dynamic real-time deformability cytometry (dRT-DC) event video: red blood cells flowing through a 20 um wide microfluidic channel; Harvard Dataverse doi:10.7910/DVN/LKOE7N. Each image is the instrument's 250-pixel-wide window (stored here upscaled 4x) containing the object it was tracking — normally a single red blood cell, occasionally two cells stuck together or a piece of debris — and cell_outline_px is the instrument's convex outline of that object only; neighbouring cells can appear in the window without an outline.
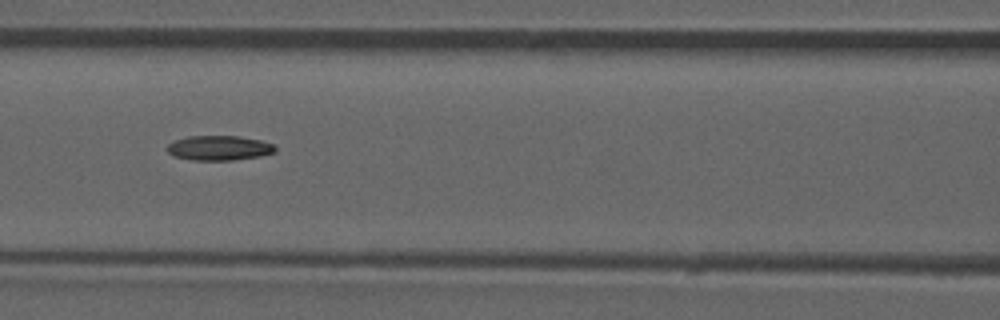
{"species": "common noctule bat (a hibernating species)", "species_latin": "Nyctalus noctula", "temperature_condition": "room temperature", "stored_images_in_passage": 52, "camera_frame_rate_fps": 3000, "um_per_image_px": 0.085, "animal": {"sex": "male", "forearm_length_mm": 52.5}, "frame": {"image": 1, "passage_image": 23, "time_ms": 7.333, "image_size_px": [1000, 320], "cell_outline_px": [[276, 152], [260, 156], [232, 160], [192, 160], [172, 156], [168, 152], [168, 144], [176, 140], [188, 136], [240, 136], [260, 140], [272, 144], [276, 148]], "centroid_in_image_um": [18.62, 12.58], "position_along_channel_um": 148.0, "area_um2": 15.55}}